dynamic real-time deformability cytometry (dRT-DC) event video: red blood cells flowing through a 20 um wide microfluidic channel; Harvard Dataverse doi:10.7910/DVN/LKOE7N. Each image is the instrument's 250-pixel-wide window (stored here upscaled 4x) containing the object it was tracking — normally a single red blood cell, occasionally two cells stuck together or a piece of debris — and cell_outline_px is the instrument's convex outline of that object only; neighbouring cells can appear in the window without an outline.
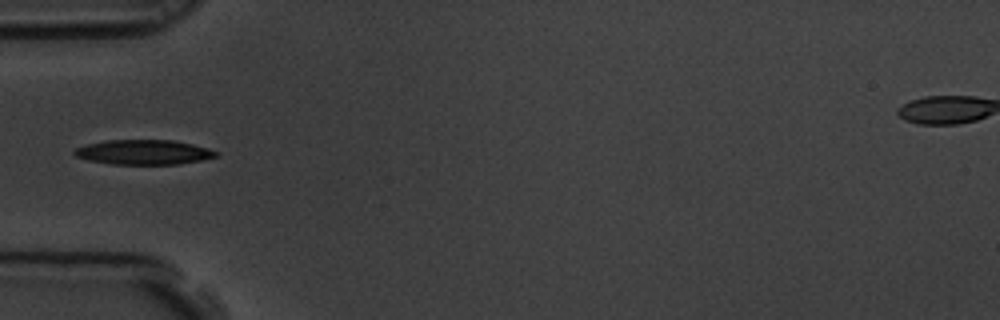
{"species": "common noctule bat (a hibernating species)", "species_latin": "Nyctalus noctula", "temperature_condition": "room temperature", "stored_images_in_passage": 40, "camera_frame_rate_fps": 3000, "um_per_image_px": 0.085, "animal": {"sex": "male", "body_mass_g": 19.5, "forearm_length_mm": 54.6}, "frame": {"image": 1, "passage_image": 1, "time_ms": 0.0, "image_size_px": [1000, 320], "cell_outline_px": [[220, 152], [216, 156], [200, 160], [180, 164], [112, 164], [88, 160], [76, 156], [72, 152], [76, 148], [84, 144], [104, 140], [172, 140], [192, 144], [208, 148]], "centroid_in_image_um": [12.18, 12.93], "position_along_channel_um": 72.8, "area_um2": 20.46}}
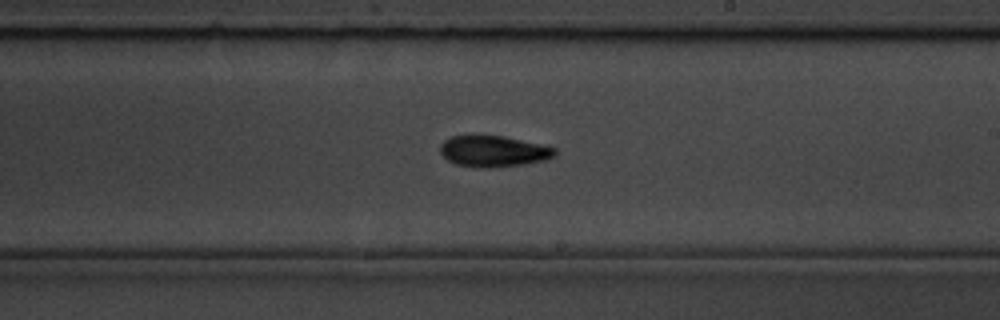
{"frame": {"image": 2, "passage_image": 16, "time_ms": 5.0, "image_size_px": [1000, 320], "cell_outline_px": [[556, 156], [544, 160], [524, 164], [480, 168], [476, 168], [456, 164], [448, 160], [440, 152], [440, 144], [444, 140], [452, 136], [504, 136], [556, 148]], "centroid_in_image_um": [41.93, 12.86], "position_along_channel_um": 247.1, "area_um2": 20.58}}
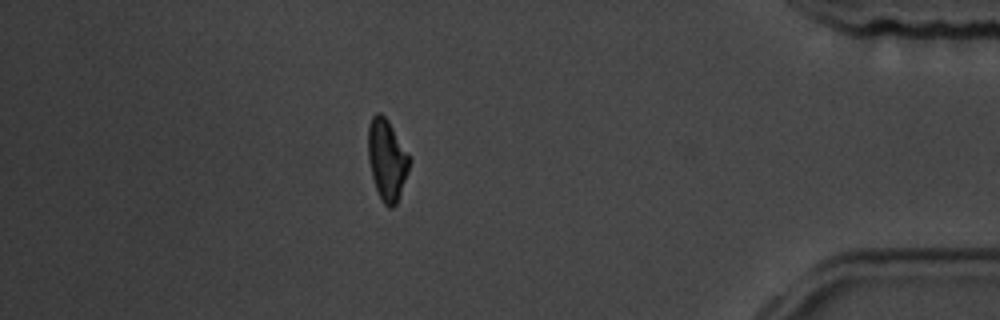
{"frame": {"image": 3, "passage_image": 33, "time_ms": 10.667, "image_size_px": [1000, 320], "cell_outline_px": [[412, 160], [408, 172], [396, 204], [392, 208], [388, 208], [380, 200], [372, 176], [368, 160], [368, 124], [372, 116], [376, 112], [380, 112], [388, 120]], "centroid_in_image_um": [32.88, 13.57], "position_along_channel_um": 402.3, "area_um2": 19.59}}